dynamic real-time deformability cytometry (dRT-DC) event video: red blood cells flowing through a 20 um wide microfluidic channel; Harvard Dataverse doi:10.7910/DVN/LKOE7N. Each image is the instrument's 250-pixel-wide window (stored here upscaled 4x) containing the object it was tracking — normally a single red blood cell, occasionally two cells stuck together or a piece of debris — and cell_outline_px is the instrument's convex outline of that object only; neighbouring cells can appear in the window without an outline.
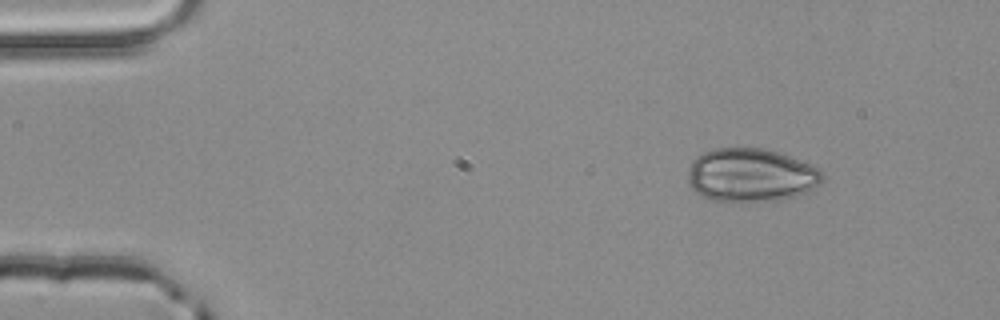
{"species": "common noctule bat (a hibernating species)", "species_latin": "Nyctalus noctula", "temperature_condition": "room temperature", "stored_images_in_passage": 3, "camera_frame_rate_fps": 3000, "um_per_image_px": 0.085, "animal": {"sex": "male", "body_mass_g": 20.4}, "frame": {"image": 1, "passage_image": 1, "time_ms": 0.0, "image_size_px": [1000, 320], "cell_outline_px": [[824, 176], [808, 192], [776, 200], [732, 204], [712, 200], [700, 196], [692, 192], [688, 184], [688, 168], [692, 160], [696, 156], [712, 148], [764, 148], [780, 152], [808, 164], [824, 172]], "centroid_in_image_um": [63.73, 14.91], "position_along_channel_um": 21.3, "area_um2": 42.6}}